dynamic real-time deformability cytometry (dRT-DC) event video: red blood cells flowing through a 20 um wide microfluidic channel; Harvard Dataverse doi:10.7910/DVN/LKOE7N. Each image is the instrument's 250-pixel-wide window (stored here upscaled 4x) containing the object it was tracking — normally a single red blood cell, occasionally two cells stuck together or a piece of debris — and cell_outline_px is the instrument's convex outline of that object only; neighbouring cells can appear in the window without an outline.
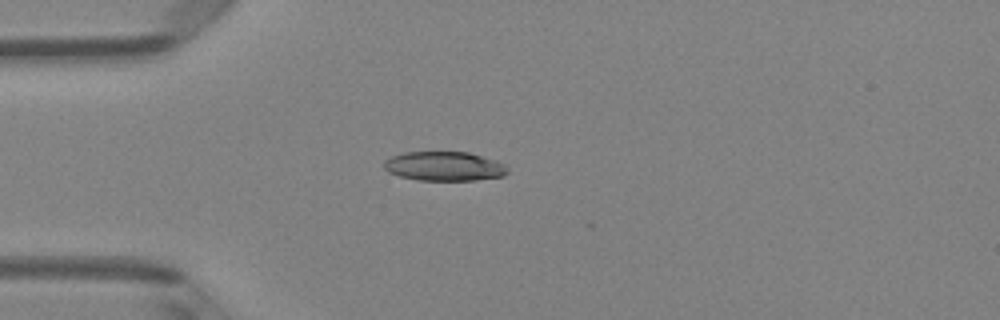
{"species": "Egyptian fruit bat (a non-hibernating species)", "species_latin": "Rousettus aegyptiacus", "temperature_condition": "room temperature", "stored_images_in_passage": 28, "camera_frame_rate_fps": 3000, "um_per_image_px": 0.085, "animal": {"sex": "female"}, "frame": {"image": 1, "passage_image": 1, "time_ms": 0.0, "image_size_px": [1000, 320], "cell_outline_px": [[508, 172], [504, 176], [476, 180], [420, 180], [400, 176], [388, 172], [384, 168], [384, 160], [392, 156], [404, 152], [468, 152], [504, 164], [508, 168]], "centroid_in_image_um": [37.74, 14.13], "position_along_channel_um": 47.3, "area_um2": 20.92}}
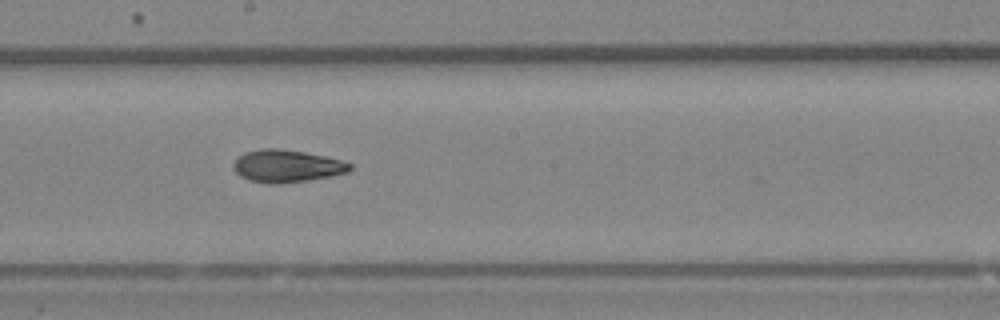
{"frame": {"image": 2, "passage_image": 15, "time_ms": 4.667, "image_size_px": [1000, 320], "cell_outline_px": [[352, 168], [348, 172], [328, 176], [280, 184], [268, 184], [248, 180], [240, 176], [232, 168], [232, 164], [244, 152], [260, 148], [280, 148], [304, 152], [324, 156], [340, 160], [352, 164]], "centroid_in_image_um": [24.32, 14.11], "position_along_channel_um": 223.9, "area_um2": 21.96}}
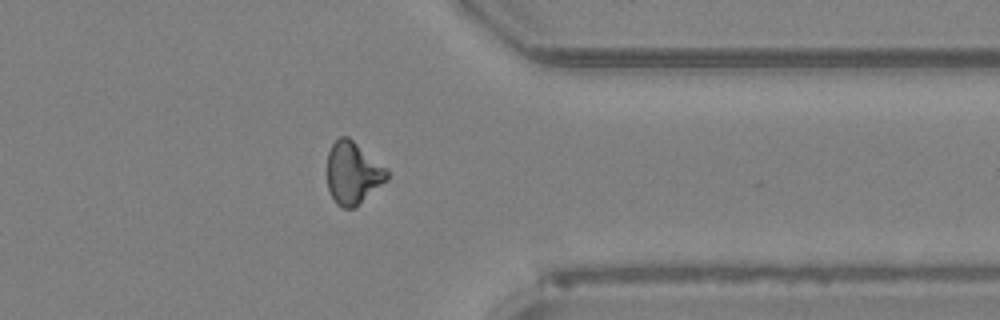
{"frame": {"image": 3, "passage_image": 27, "time_ms": 8.667, "image_size_px": [1000, 320], "cell_outline_px": [[388, 180], [360, 204], [352, 208], [344, 208], [336, 204], [328, 188], [328, 152], [332, 144], [340, 136], [348, 136], [384, 168], [388, 172]], "centroid_in_image_um": [29.98, 14.73], "position_along_channel_um": 381.4, "area_um2": 21.33}}